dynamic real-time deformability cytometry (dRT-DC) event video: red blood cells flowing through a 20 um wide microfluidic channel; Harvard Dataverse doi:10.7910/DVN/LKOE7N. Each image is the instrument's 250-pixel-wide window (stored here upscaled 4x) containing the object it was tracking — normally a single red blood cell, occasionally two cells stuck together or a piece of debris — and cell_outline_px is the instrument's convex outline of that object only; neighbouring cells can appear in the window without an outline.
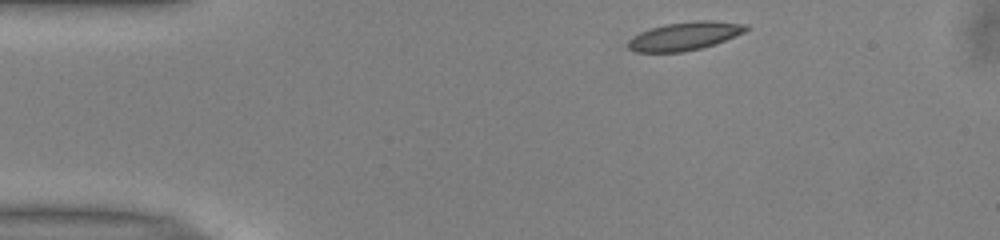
{"species": "common noctule bat (a hibernating species)", "species_latin": "Nyctalus noctula", "temperature_condition": "warm", "stored_images_in_passage": 33, "camera_frame_rate_fps": 3000, "um_per_image_px": 0.085, "animal": {"sex": "male", "body_mass_g": 13.0, "forearm_length_mm": 53.1}, "frame": {"image": 1, "passage_image": 1, "time_ms": 0.0, "image_size_px": [1000, 240], "cell_outline_px": [[748, 28], [744, 32], [716, 44], [700, 48], [680, 52], [636, 52], [628, 48], [628, 40], [632, 36], [640, 32], [652, 28], [668, 24], [696, 20], [712, 20], [748, 24]], "centroid_in_image_um": [58.21, 3.06], "position_along_channel_um": 26.8, "area_um2": 19.36}}
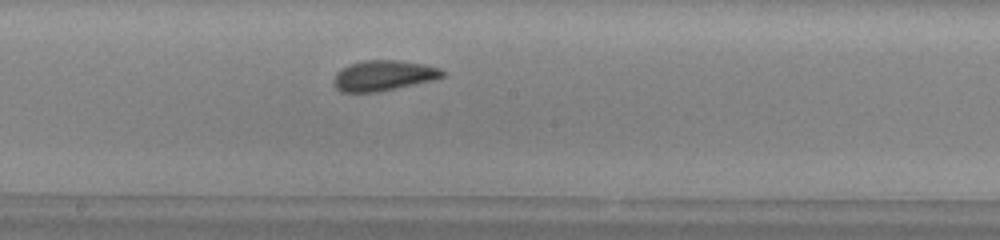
{"frame": {"image": 2, "passage_image": 20, "time_ms": 6.333, "image_size_px": [1000, 240], "cell_outline_px": [[444, 76], [436, 80], [376, 92], [340, 92], [332, 84], [332, 80], [336, 72], [340, 68], [348, 64], [364, 60], [396, 60], [424, 64], [440, 68], [444, 72]], "centroid_in_image_um": [32.56, 6.42], "position_along_channel_um": 215.6, "area_um2": 19.54}}
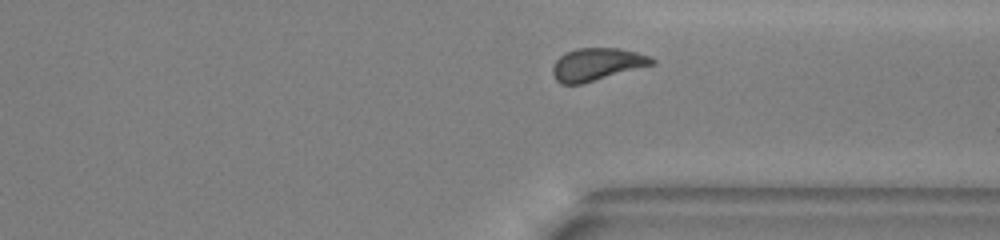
{"frame": {"image": 3, "passage_image": 31, "time_ms": 10.0, "image_size_px": [1000, 240], "cell_outline_px": [[656, 64], [580, 84], [560, 84], [556, 80], [552, 72], [552, 68], [556, 60], [564, 52], [576, 48], [616, 48], [636, 52], [648, 56], [656, 60]], "centroid_in_image_um": [50.72, 5.46], "position_along_channel_um": 360.7, "area_um2": 18.79}, "authors_computed_cell_mechanics": {"area_um2": 19.1896, "velocity_mm_per_s": 3.955, "shape_relaxation_time_tau1_ms": 3.4077, "shape_relaxation_time_tau2_ms": 1.3644, "deformation_change_tau1": 0.1234, "deformation_change_tau2": 0.0872}}